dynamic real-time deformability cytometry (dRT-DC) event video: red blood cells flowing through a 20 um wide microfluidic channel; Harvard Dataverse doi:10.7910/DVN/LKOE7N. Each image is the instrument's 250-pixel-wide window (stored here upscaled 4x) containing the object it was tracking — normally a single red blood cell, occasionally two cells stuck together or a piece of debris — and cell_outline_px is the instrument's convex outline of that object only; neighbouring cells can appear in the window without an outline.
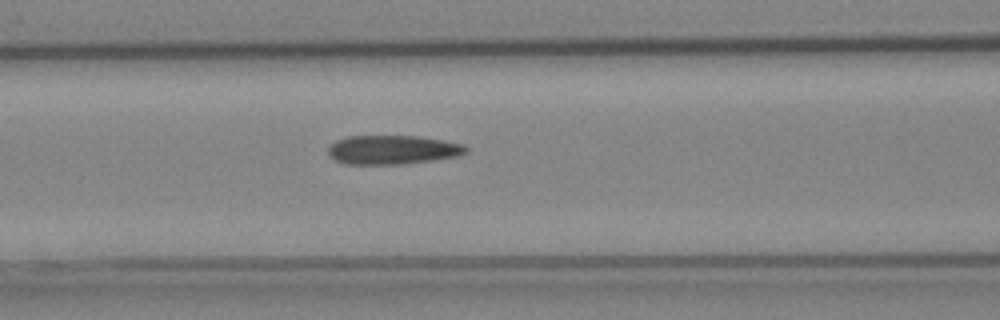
{"species": "Egyptian fruit bat (a non-hibernating species)", "species_latin": "Rousettus aegyptiacus", "temperature_condition": "cold", "stored_images_in_passage": 39, "camera_frame_rate_fps": 3000, "um_per_image_px": 0.085, "animal": {"sex": "female"}, "frame": {"image": 1, "passage_image": 17, "time_ms": 5.333, "image_size_px": [1000, 320], "cell_outline_px": [[468, 152], [456, 156], [432, 160], [400, 164], [344, 164], [336, 160], [328, 152], [328, 148], [336, 140], [348, 136], [420, 136], [444, 140], [464, 144], [468, 148]], "centroid_in_image_um": [33.39, 12.72], "position_along_channel_um": 133.2, "area_um2": 23.24}}